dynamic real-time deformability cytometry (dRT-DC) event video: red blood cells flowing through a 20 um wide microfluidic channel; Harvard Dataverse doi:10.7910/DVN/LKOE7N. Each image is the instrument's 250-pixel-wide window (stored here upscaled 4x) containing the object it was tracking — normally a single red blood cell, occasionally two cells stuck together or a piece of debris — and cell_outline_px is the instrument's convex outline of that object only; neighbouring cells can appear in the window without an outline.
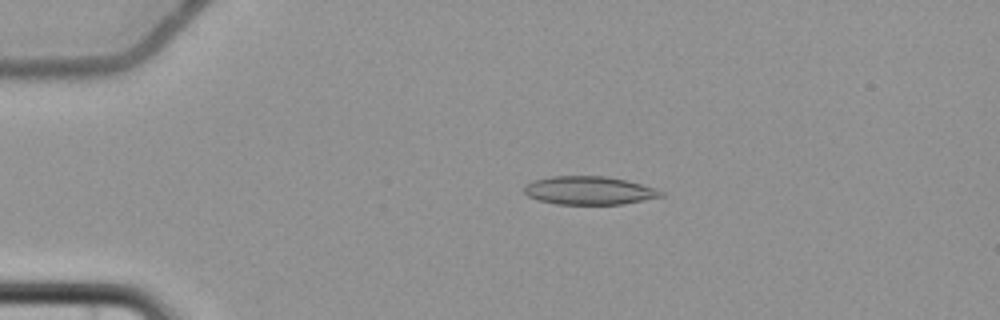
{"species": "common noctule bat (a hibernating species)", "species_latin": "Nyctalus noctula", "temperature_condition": "cold", "stored_images_in_passage": 7, "camera_frame_rate_fps": 3000, "um_per_image_px": 0.085, "animal": {"sex": "female", "body_mass_g": 22.7, "forearm_length_mm": 54.2}, "frame": {"image": 1, "passage_image": 3, "time_ms": 2.667, "image_size_px": [1000, 320], "cell_outline_px": [[664, 196], [624, 204], [556, 204], [536, 200], [528, 196], [524, 192], [524, 184], [532, 180], [552, 176], [604, 176], [624, 180], [656, 188], [664, 192]], "centroid_in_image_um": [50.04, 16.19], "position_along_channel_um": 35.0, "area_um2": 22.66}}
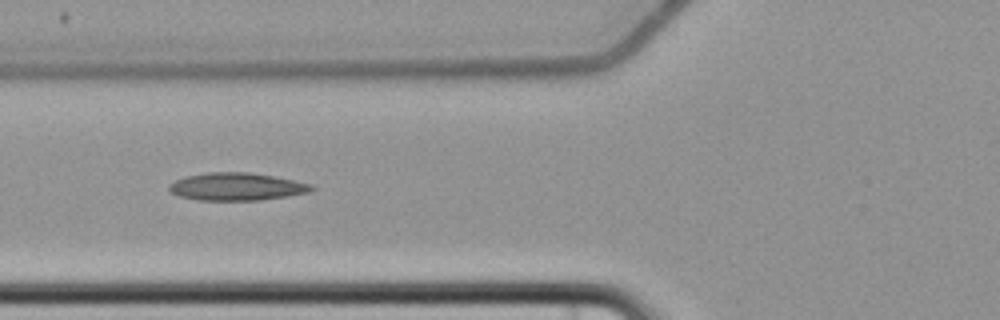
{"frame": {"image": 2, "passage_image": 6, "time_ms": 6.0, "image_size_px": [1000, 320], "cell_outline_px": [[316, 188], [308, 192], [288, 196], [260, 200], [196, 200], [180, 196], [172, 192], [168, 188], [168, 184], [184, 176], [208, 172], [248, 172], [272, 176], [312, 184]], "centroid_in_image_um": [20.09, 15.86], "position_along_channel_um": 105.7, "area_um2": 22.89}}
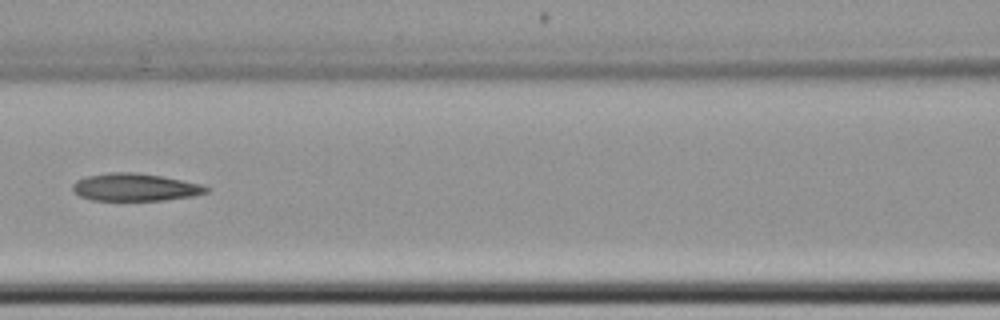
{"frame": {"image": 3, "passage_image": 7, "time_ms": 7.333, "image_size_px": [1000, 320], "cell_outline_px": [[212, 188], [208, 192], [192, 196], [164, 200], [92, 200], [80, 196], [72, 192], [72, 184], [76, 180], [88, 176], [108, 172], [136, 172], [160, 176], [204, 184]], "centroid_in_image_um": [11.49, 15.91], "position_along_channel_um": 155.1, "area_um2": 21.62}}